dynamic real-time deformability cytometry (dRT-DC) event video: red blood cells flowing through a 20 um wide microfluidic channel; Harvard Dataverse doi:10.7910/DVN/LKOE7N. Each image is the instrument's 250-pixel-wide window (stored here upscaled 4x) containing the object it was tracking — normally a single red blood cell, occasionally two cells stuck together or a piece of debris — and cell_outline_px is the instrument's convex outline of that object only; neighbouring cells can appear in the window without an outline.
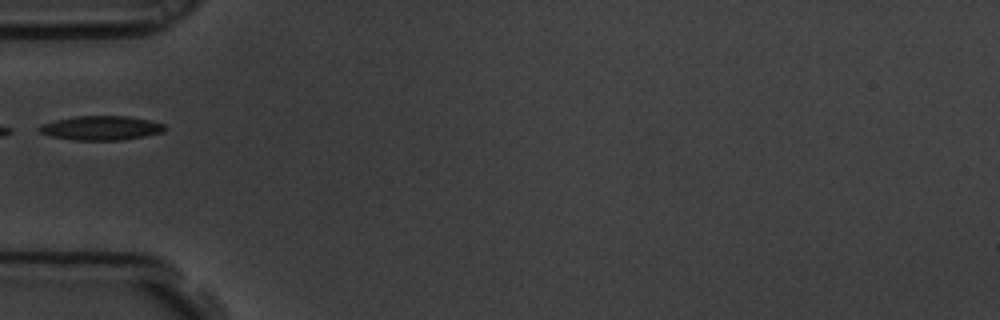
{"species": "common noctule bat (a hibernating species)", "species_latin": "Nyctalus noctula", "temperature_condition": "room temperature", "stored_images_in_passage": 25, "camera_frame_rate_fps": 3000, "um_per_image_px": 0.085, "animal": {"sex": "male", "body_mass_g": 19.5, "forearm_length_mm": 54.6}, "frame": {"image": 1, "passage_image": 1, "time_ms": 0.0, "image_size_px": [1000, 320], "cell_outline_px": [[168, 128], [164, 132], [124, 140], [72, 140], [52, 136], [40, 132], [36, 128], [40, 124], [56, 120], [76, 116], [128, 116], [148, 120], [164, 124]], "centroid_in_image_um": [8.6, 10.88], "position_along_channel_um": 76.4, "area_um2": 17.8}}